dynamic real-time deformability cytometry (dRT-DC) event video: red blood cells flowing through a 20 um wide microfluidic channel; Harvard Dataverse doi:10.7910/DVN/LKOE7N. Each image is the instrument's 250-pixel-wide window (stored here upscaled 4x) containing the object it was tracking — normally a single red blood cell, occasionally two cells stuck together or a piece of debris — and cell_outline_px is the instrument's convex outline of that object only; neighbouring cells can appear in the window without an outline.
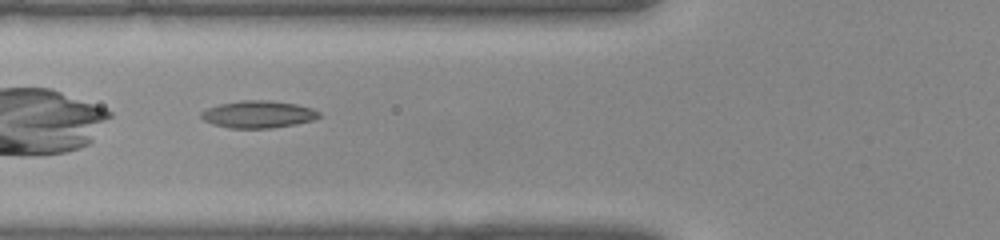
{"species": "common noctule bat (a hibernating species)", "species_latin": "Nyctalus noctula", "temperature_condition": "warm", "stored_images_in_passage": 39, "camera_frame_rate_fps": 3000, "um_per_image_px": 0.085, "animal": {"sex": "female", "body_mass_g": 22.0, "forearm_length_mm": 56.7}, "frame": {"image": 1, "passage_image": 14, "time_ms": 4.333, "image_size_px": [1000, 240], "cell_outline_px": [[320, 116], [312, 120], [296, 124], [272, 128], [232, 128], [212, 124], [204, 120], [200, 116], [200, 112], [208, 108], [220, 104], [244, 100], [264, 100], [296, 104], [312, 108], [320, 112]], "centroid_in_image_um": [21.94, 9.72], "position_along_channel_um": 103.9, "area_um2": 18.55}}
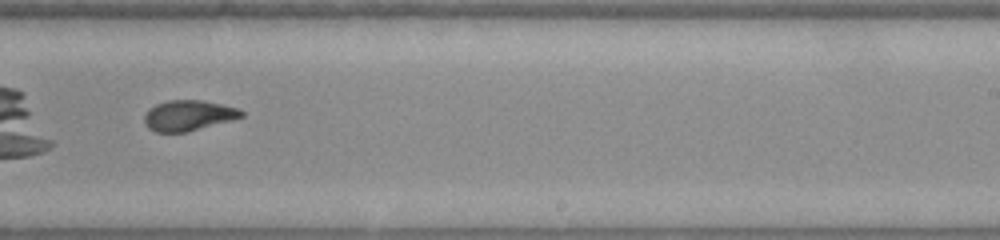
{"frame": {"image": 2, "passage_image": 24, "time_ms": 7.667, "image_size_px": [1000, 240], "cell_outline_px": [[244, 116], [232, 120], [188, 132], [156, 132], [148, 128], [144, 120], [144, 116], [156, 104], [168, 100], [200, 100], [220, 104], [236, 108], [244, 112]], "centroid_in_image_um": [16.02, 9.82], "position_along_channel_um": 273.0, "area_um2": 17.05}}
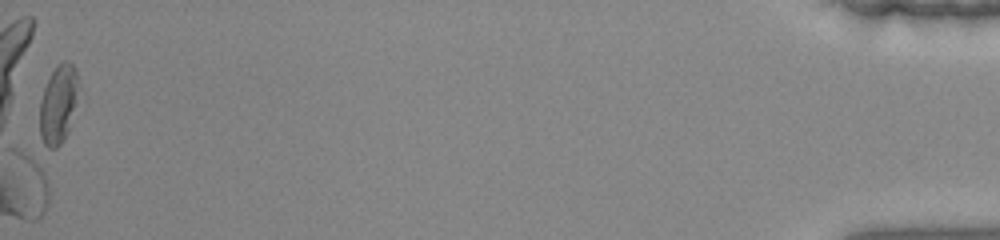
{"frame": {"image": 3, "passage_image": 39, "time_ms": 12.667, "image_size_px": [1000, 240], "cell_outline_px": [[80, 84], [68, 128], [60, 144], [56, 148], [48, 148], [44, 144], [40, 136], [40, 100], [44, 88], [56, 64], [64, 60], [68, 60], [76, 68]], "centroid_in_image_um": [4.95, 8.78], "position_along_channel_um": 430.2, "area_um2": 17.57}}